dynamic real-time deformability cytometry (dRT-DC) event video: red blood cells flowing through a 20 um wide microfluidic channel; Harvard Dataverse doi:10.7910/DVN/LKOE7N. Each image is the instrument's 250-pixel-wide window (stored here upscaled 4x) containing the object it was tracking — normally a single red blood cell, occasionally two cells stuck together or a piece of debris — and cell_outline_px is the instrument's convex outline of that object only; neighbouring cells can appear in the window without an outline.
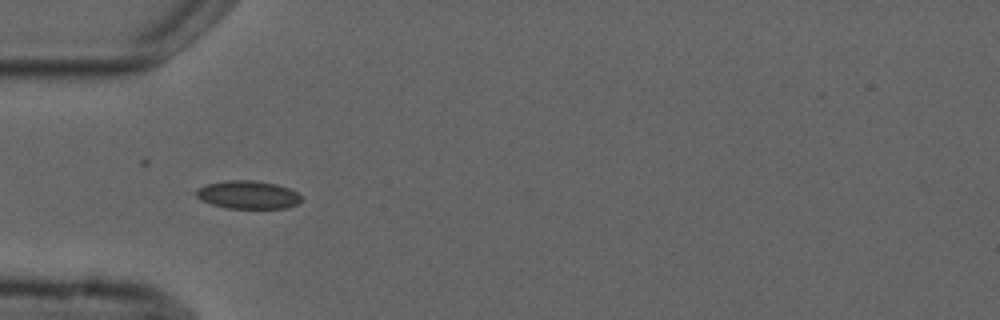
{"species": "common noctule bat (a hibernating species)", "species_latin": "Nyctalus noctula", "temperature_condition": "cold", "stored_images_in_passage": 5, "camera_frame_rate_fps": 3000, "um_per_image_px": 0.085, "animal": {"sex": "male", "forearm_length_mm": 52.5}, "frame": {"image": 1, "passage_image": 4, "time_ms": 4.0, "image_size_px": [1000, 320], "cell_outline_px": [[300, 200], [296, 204], [288, 208], [224, 208], [200, 200], [188, 192], [208, 184], [224, 180], [252, 180], [276, 184], [288, 188], [296, 192], [300, 196]], "centroid_in_image_um": [20.97, 16.55], "position_along_channel_um": 64.0, "area_um2": 17.4}}
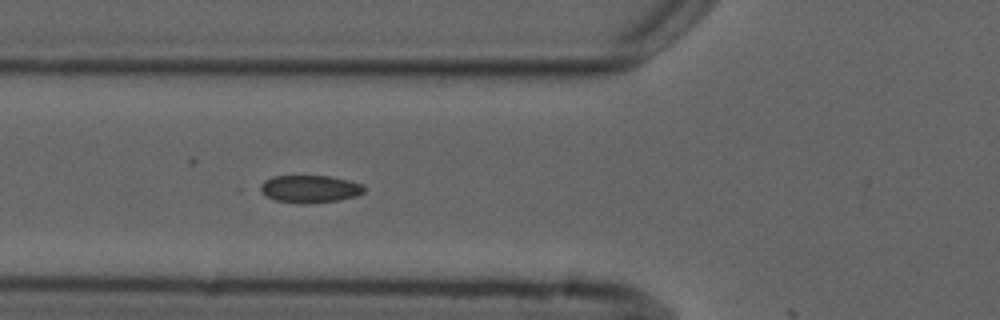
{"frame": {"image": 2, "passage_image": 5, "time_ms": 5.0, "image_size_px": [1000, 320], "cell_outline_px": [[364, 192], [356, 196], [340, 200], [304, 204], [300, 204], [276, 200], [252, 188], [264, 180], [272, 176], [332, 176], [348, 180], [360, 184], [364, 188]], "centroid_in_image_um": [26.24, 16.06], "position_along_channel_um": 99.6, "area_um2": 16.94}}